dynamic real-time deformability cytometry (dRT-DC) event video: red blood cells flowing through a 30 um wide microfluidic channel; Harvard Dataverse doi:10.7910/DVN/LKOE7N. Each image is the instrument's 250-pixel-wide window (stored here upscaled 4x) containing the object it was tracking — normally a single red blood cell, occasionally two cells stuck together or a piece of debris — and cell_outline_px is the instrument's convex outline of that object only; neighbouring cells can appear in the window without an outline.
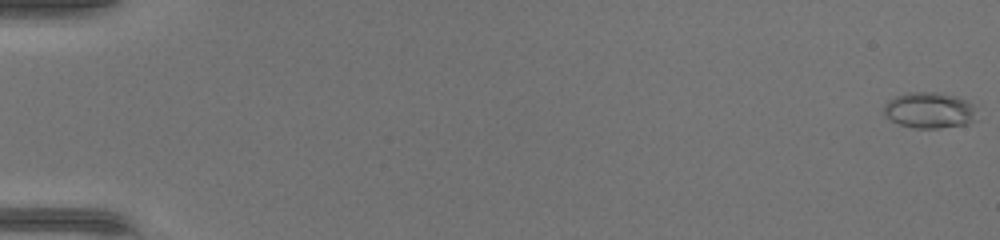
{"species": "common noctule bat (a hibernating species)", "species_latin": "Nyctalus noctula", "temperature_condition": "warm", "stored_images_in_passage": 49, "camera_frame_rate_fps": 3000, "um_per_image_px": 0.085, "animal": {"sex": "female", "body_mass_g": 17.0, "forearm_length_mm": 48.0}, "frame": {"image": 1, "passage_image": 1, "time_ms": 0.0, "image_size_px": [1000, 240], "cell_outline_px": [[972, 120], [964, 124], [936, 128], [916, 128], [900, 124], [892, 120], [884, 112], [884, 104], [888, 100], [896, 96], [908, 92], [936, 92], [956, 96], [972, 104]], "centroid_in_image_um": [78.92, 9.35], "position_along_channel_um": 6.1, "area_um2": 18.84}}
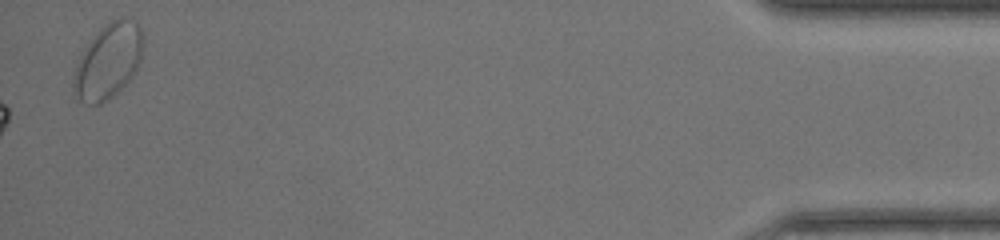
{"frame": {"image": 2, "passage_image": 49, "time_ms": 16.0, "image_size_px": [1000, 240], "cell_outline_px": [[144, 44], [140, 60], [132, 76], [112, 96], [100, 104], [84, 104], [72, 92], [72, 80], [76, 64], [80, 56], [88, 44], [104, 24], [120, 16], [132, 20], [140, 28]], "centroid_in_image_um": [9.17, 5.21], "position_along_channel_um": 426.0, "area_um2": 30.11}}